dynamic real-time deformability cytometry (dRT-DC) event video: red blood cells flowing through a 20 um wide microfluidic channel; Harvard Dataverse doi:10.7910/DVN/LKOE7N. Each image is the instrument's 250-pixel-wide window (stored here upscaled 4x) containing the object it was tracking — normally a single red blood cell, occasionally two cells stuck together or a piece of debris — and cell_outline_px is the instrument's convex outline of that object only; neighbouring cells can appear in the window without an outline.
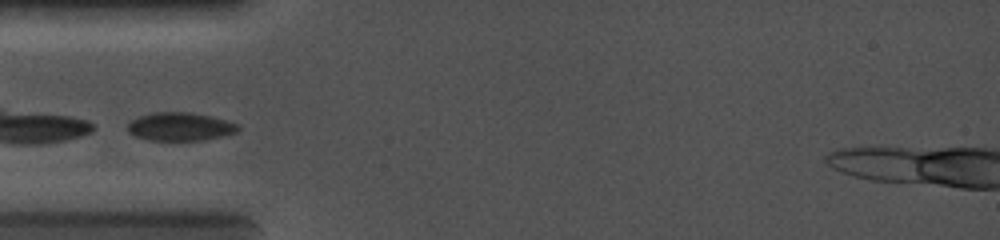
{"species": "common noctule bat (a hibernating species)", "species_latin": "Nyctalus noctula", "temperature_condition": "cold", "stored_images_in_passage": 1, "camera_frame_rate_fps": 5000, "um_per_image_px": 0.085, "animal": {"sex": "female", "body_mass_g": 19.0, "forearm_length_mm": 56.7}, "frame": {"image": 1, "passage_image": 1, "time_ms": 0.0, "image_size_px": [1000, 240], "cell_outline_px": [[240, 128], [236, 132], [204, 140], [148, 140], [136, 136], [128, 132], [128, 124], [132, 120], [140, 116], [152, 112], [192, 112], [212, 116], [228, 120], [240, 124]], "centroid_in_image_um": [15.34, 10.75], "position_along_channel_um": 69.7, "area_um2": 18.26}}